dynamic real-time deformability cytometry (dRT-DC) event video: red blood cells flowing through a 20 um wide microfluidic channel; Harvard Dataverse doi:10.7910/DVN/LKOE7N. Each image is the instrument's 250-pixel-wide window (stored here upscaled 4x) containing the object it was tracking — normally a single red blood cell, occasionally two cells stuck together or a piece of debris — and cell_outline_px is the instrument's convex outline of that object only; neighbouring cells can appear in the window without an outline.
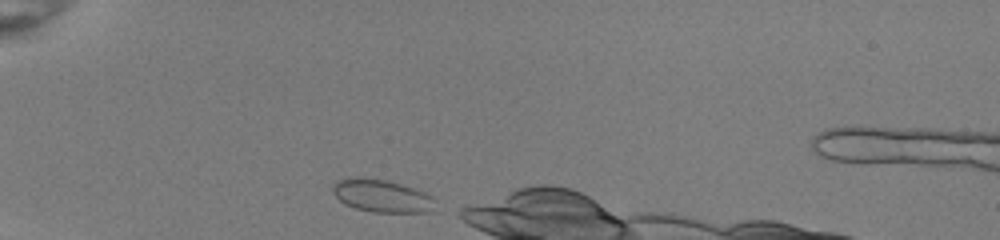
{"species": "common noctule bat (a hibernating species)", "species_latin": "Nyctalus noctula", "temperature_condition": "room temperature", "stored_images_in_passage": 34, "camera_frame_rate_fps": 3000, "um_per_image_px": 0.085, "animal": {"sex": "female", "body_mass_g": 22.0, "forearm_length_mm": 56.7}, "frame": {"image": 1, "passage_image": 1, "time_ms": 0.0, "image_size_px": [1000, 240], "cell_outline_px": [[436, 200], [432, 212], [372, 212], [356, 208], [344, 204], [332, 192], [332, 184], [340, 180], [356, 176], [384, 180], [400, 184], [424, 192], [432, 196]], "centroid_in_image_um": [32.45, 16.65], "position_along_channel_um": 52.6, "area_um2": 19.48}}
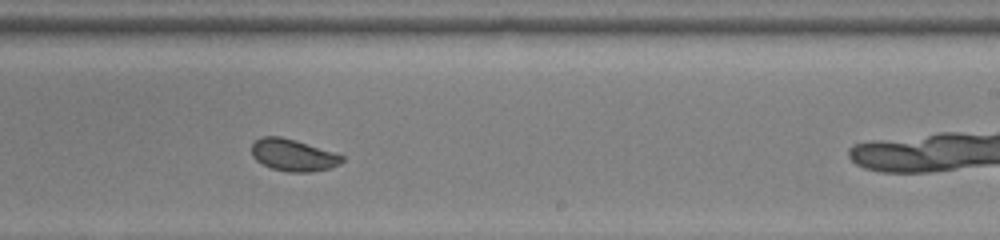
{"frame": {"image": 2, "passage_image": 19, "time_ms": 6.0, "image_size_px": [1000, 240], "cell_outline_px": [[344, 160], [340, 164], [332, 168], [312, 172], [288, 172], [272, 168], [256, 160], [252, 156], [252, 144], [260, 136], [280, 136], [296, 140], [344, 156]], "centroid_in_image_um": [24.92, 13.19], "position_along_channel_um": 264.1, "area_um2": 16.82}}
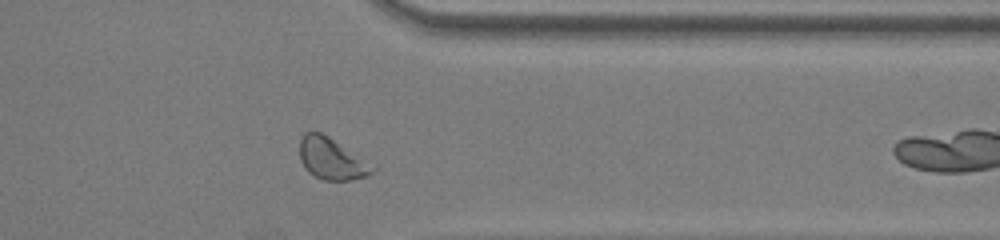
{"frame": {"image": 3, "passage_image": 28, "time_ms": 9.0, "image_size_px": [1000, 240], "cell_outline_px": [[376, 168], [368, 176], [348, 180], [324, 180], [308, 172], [304, 168], [300, 160], [300, 140], [304, 132], [320, 132], [328, 136]], "centroid_in_image_um": [28.13, 13.5], "position_along_channel_um": 383.3, "area_um2": 17.22}}